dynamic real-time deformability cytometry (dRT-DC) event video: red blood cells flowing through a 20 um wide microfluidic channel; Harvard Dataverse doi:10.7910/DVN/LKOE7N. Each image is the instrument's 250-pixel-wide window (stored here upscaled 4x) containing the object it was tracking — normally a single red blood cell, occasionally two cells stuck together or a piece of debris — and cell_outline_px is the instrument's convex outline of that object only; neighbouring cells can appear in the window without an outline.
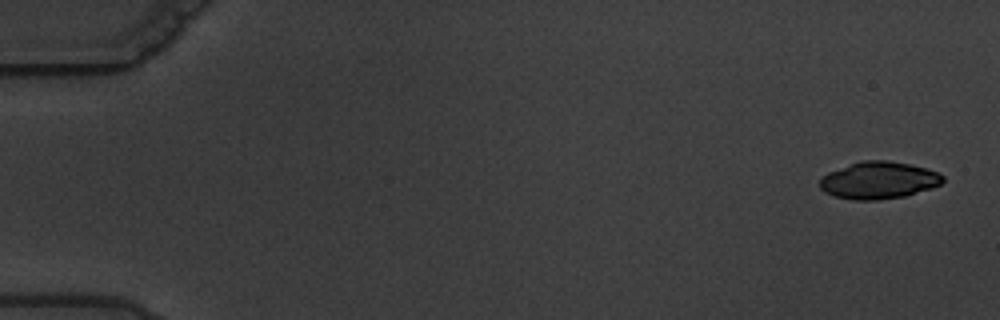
{"species": "common noctule bat (a hibernating species)", "species_latin": "Nyctalus noctula", "temperature_condition": "warm", "stored_images_in_passage": 6, "camera_frame_rate_fps": 3000, "um_per_image_px": 0.085, "animal": {"sex": "male", "body_mass_g": 19.5, "forearm_length_mm": 54.6}, "frame": {"image": 1, "passage_image": 1, "time_ms": 0.0, "image_size_px": [1000, 320], "cell_outline_px": [[944, 180], [940, 184], [932, 188], [904, 196], [876, 200], [852, 200], [836, 196], [824, 192], [820, 188], [820, 176], [828, 172], [864, 160], [888, 160], [908, 164], [924, 168], [936, 172], [944, 176]], "centroid_in_image_um": [74.67, 15.33], "position_along_channel_um": 10.3, "area_um2": 26.41}}
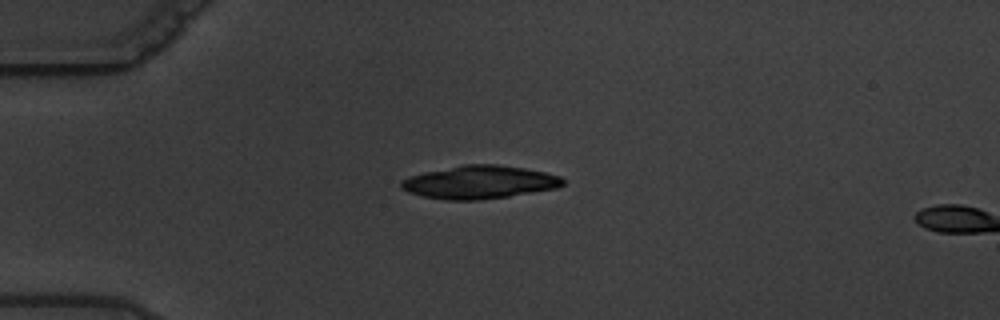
{"frame": {"image": 2, "passage_image": 5, "time_ms": 4.667, "image_size_px": [1000, 320], "cell_outline_px": [[564, 184], [556, 188], [508, 196], [480, 200], [444, 200], [424, 196], [408, 192], [400, 188], [400, 180], [408, 176], [424, 172], [464, 164], [496, 164], [524, 168], [544, 172], [560, 176], [564, 180]], "centroid_in_image_um": [40.71, 15.48], "position_along_channel_um": 44.3, "area_um2": 31.15}}